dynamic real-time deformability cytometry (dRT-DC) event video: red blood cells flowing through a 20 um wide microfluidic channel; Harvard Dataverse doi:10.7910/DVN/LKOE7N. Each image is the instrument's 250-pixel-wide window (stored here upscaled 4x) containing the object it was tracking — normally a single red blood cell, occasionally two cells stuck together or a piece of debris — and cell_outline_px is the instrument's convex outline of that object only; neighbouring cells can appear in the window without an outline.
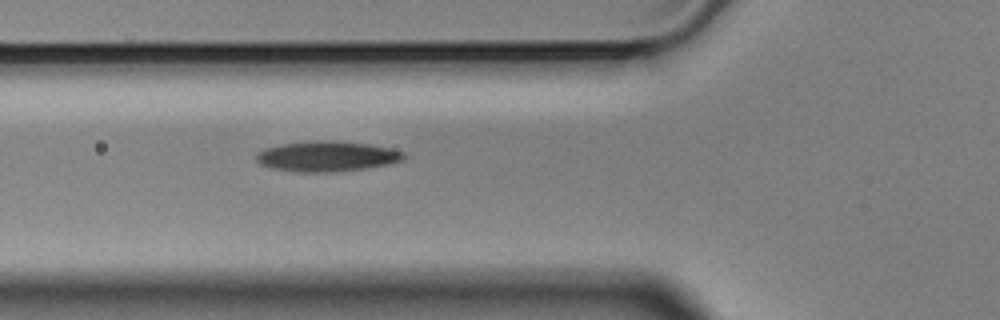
{"species": "Egyptian fruit bat (a non-hibernating species)", "species_latin": "Rousettus aegyptiacus", "temperature_condition": "cold", "stored_images_in_passage": 2, "camera_frame_rate_fps": 3000, "um_per_image_px": 0.085, "animal": {"sex": "male"}, "frame": {"image": 1, "passage_image": 2, "time_ms": 0.333, "image_size_px": [1000, 320], "cell_outline_px": [[408, 156], [404, 160], [388, 164], [364, 168], [336, 172], [300, 172], [272, 168], [260, 164], [256, 160], [256, 152], [264, 148], [284, 144], [368, 144], [388, 148], [404, 152]], "centroid_in_image_um": [27.8, 13.35], "position_along_channel_um": 98.0, "area_um2": 24.62}}